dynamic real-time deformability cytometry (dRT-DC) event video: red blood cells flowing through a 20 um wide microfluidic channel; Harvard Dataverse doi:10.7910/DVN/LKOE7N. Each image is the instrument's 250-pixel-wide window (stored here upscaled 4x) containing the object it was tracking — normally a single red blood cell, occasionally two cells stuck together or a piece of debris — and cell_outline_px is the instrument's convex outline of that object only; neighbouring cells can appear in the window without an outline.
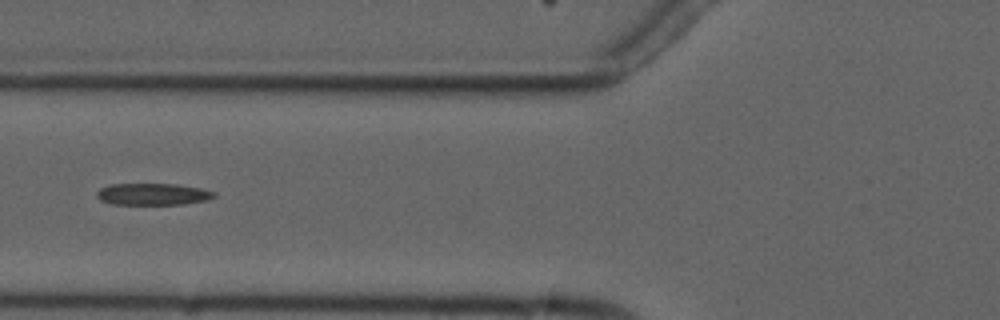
{"species": "common noctule bat (a hibernating species)", "species_latin": "Nyctalus noctula", "temperature_condition": "cold", "stored_images_in_passage": 6, "camera_frame_rate_fps": 3000, "um_per_image_px": 0.085, "animal": {"sex": "male", "forearm_length_mm": 52.5}, "frame": {"image": 1, "passage_image": 6, "time_ms": 5.667, "image_size_px": [1000, 320], "cell_outline_px": [[216, 196], [208, 200], [184, 204], [112, 204], [100, 200], [96, 196], [96, 192], [100, 188], [112, 184], [176, 184], [200, 188], [216, 192]], "centroid_in_image_um": [13.0, 16.5], "position_along_channel_um": 112.8, "area_um2": 14.91}}